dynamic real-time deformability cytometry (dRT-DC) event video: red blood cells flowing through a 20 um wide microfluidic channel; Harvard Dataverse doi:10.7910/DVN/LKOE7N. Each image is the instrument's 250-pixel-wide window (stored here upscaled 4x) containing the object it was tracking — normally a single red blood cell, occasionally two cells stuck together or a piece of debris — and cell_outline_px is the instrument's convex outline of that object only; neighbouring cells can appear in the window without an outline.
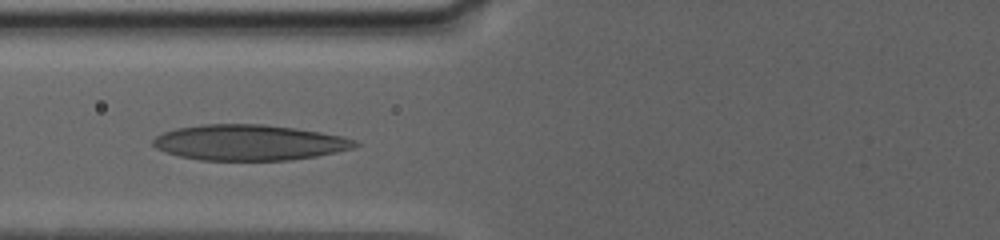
{"species": "human", "species_latin": "Homo sapiens", "temperature_condition": "warm", "stored_images_in_passage": 23, "camera_frame_rate_fps": 3000, "um_per_image_px": 0.085, "donor": {"sex": "female"}, "frame": {"image": 1, "passage_image": 4, "time_ms": 1.667, "image_size_px": [1000, 240], "cell_outline_px": [[360, 144], [352, 148], [336, 152], [316, 156], [288, 160], [200, 160], [180, 156], [156, 148], [152, 144], [152, 140], [156, 136], [164, 132], [176, 128], [204, 124], [264, 124], [296, 128], [320, 132], [340, 136], [356, 140]], "centroid_in_image_um": [21.17, 12.11], "position_along_channel_um": 104.6, "area_um2": 41.79}}
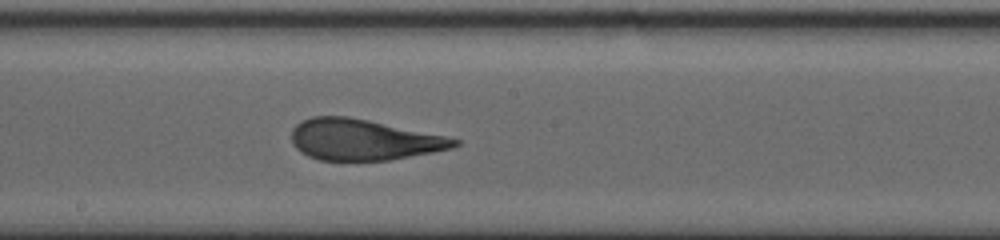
{"frame": {"image": 2, "passage_image": 10, "time_ms": 5.333, "image_size_px": [1000, 240], "cell_outline_px": [[460, 144], [452, 148], [432, 152], [388, 160], [320, 160], [308, 156], [300, 152], [292, 144], [292, 128], [300, 120], [312, 116], [348, 116], [368, 120], [444, 136], [460, 140]], "centroid_in_image_um": [30.83, 11.87], "position_along_channel_um": 217.4, "area_um2": 38.61}}
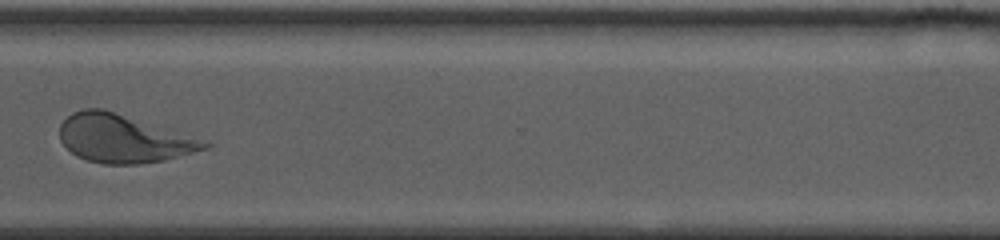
{"frame": {"image": 3, "passage_image": 18, "time_ms": 10.0, "image_size_px": [1000, 240], "cell_outline_px": [[212, 144], [208, 148], [164, 160], [140, 164], [104, 164], [88, 160], [76, 156], [60, 140], [60, 124], [72, 112], [84, 108], [100, 108], [208, 140]], "centroid_in_image_um": [10.5, 11.78], "position_along_channel_um": 360.1, "area_um2": 40.34}, "authors_computed_cell_mechanics": {"area_um2": 39.882, "velocity_mm_per_s": 3.0626, "shape_relaxation_time_tau1_ms": null, "shape_relaxation_time_tau2_ms": 1.2439, "deformation_change_tau1": null, "deformation_change_tau2": 0.1025}}